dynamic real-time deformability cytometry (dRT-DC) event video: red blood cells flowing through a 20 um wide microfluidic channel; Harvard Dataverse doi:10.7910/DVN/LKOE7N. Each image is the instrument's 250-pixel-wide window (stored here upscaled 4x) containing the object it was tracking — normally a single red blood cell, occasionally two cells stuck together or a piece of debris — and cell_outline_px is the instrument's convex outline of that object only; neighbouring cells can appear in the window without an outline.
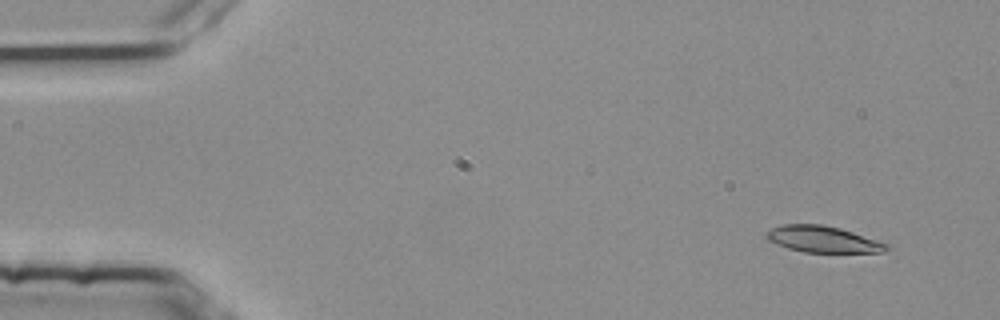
{"species": "common noctule bat (a hibernating species)", "species_latin": "Nyctalus noctula", "temperature_condition": "room temperature", "stored_images_in_passage": 4, "camera_frame_rate_fps": 3000, "um_per_image_px": 0.085, "animal": {"sex": "female", "body_mass_g": 25.1}, "frame": {"image": 1, "passage_image": 2, "time_ms": 0.333, "image_size_px": [1000, 320], "cell_outline_px": [[888, 248], [884, 252], [804, 252], [788, 248], [764, 240], [764, 232], [772, 228], [784, 224], [820, 224], [840, 228], [888, 244]], "centroid_in_image_um": [69.85, 20.33], "position_along_channel_um": 15.1, "area_um2": 18.44}}
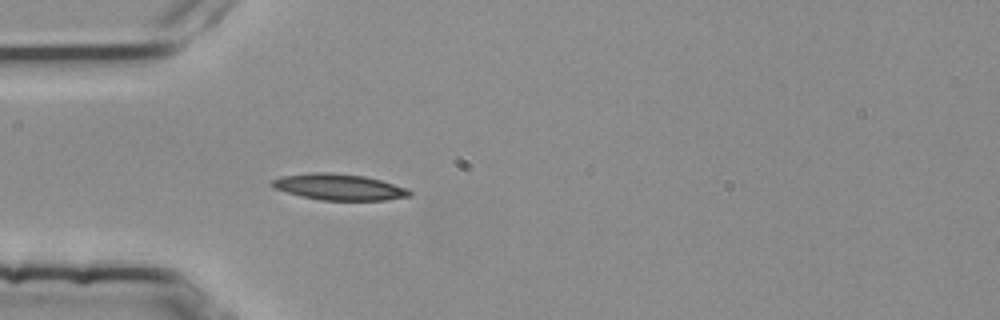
{"frame": {"image": 2, "passage_image": 4, "time_ms": 1.0, "image_size_px": [1000, 320], "cell_outline_px": [[412, 196], [384, 200], [320, 200], [300, 196], [272, 188], [268, 184], [272, 180], [280, 176], [312, 172], [332, 172], [364, 176], [380, 180], [404, 188], [412, 192]], "centroid_in_image_um": [28.73, 15.89], "position_along_channel_um": 56.3, "area_um2": 21.04}}